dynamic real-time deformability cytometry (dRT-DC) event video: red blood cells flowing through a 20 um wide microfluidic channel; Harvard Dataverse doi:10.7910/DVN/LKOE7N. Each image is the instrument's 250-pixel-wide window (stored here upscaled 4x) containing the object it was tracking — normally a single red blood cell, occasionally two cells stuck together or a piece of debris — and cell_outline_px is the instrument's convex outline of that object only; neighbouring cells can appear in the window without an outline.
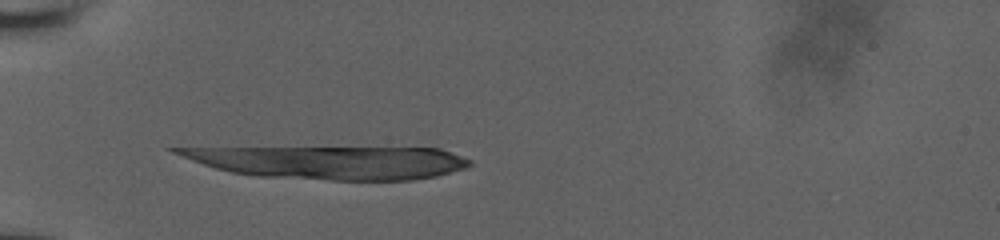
{"species": "human", "species_latin": "Homo sapiens", "temperature_condition": "room temperature", "stored_images_in_passage": 1, "camera_frame_rate_fps": 3000, "um_per_image_px": 0.085, "donor": {"sex": "male"}, "frame": {"image": 1, "passage_image": 1, "time_ms": 0.0, "image_size_px": [1000, 240], "cell_outline_px": [[472, 164], [468, 168], [436, 176], [412, 180], [332, 180], [256, 176], [232, 172], [216, 168], [192, 160], [172, 152], [164, 148], [440, 148], [452, 152], [472, 160]], "centroid_in_image_um": [28.15, 13.8], "position_along_channel_um": 56.9, "area_um2": 56.01}}